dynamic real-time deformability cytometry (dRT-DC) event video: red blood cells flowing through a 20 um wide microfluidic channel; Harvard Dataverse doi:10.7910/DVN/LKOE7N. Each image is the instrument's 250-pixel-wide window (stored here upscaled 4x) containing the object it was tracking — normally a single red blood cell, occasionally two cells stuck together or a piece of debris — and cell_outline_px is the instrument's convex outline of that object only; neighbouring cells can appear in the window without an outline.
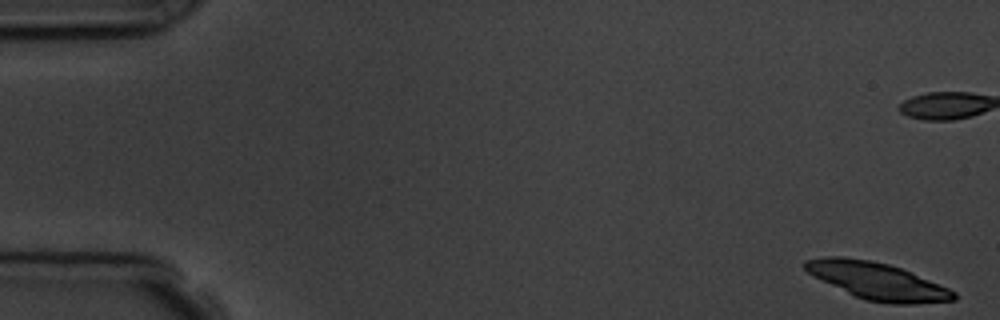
{"species": "common noctule bat (a hibernating species)", "species_latin": "Nyctalus noctula", "temperature_condition": "room temperature", "stored_images_in_passage": 8, "camera_frame_rate_fps": 3000, "um_per_image_px": 0.085, "animal": {"sex": "male", "body_mass_g": 19.5, "forearm_length_mm": 54.6}, "frame": {"image": 1, "passage_image": 1, "time_ms": 0.0, "image_size_px": [1000, 320], "cell_outline_px": [[956, 300], [912, 304], [892, 304], [864, 300], [812, 276], [804, 268], [804, 260], [828, 256], [836, 256], [872, 260], [888, 264], [900, 268], [948, 288], [956, 292]], "centroid_in_image_um": [74.54, 23.89], "position_along_channel_um": 10.5, "area_um2": 31.79}}
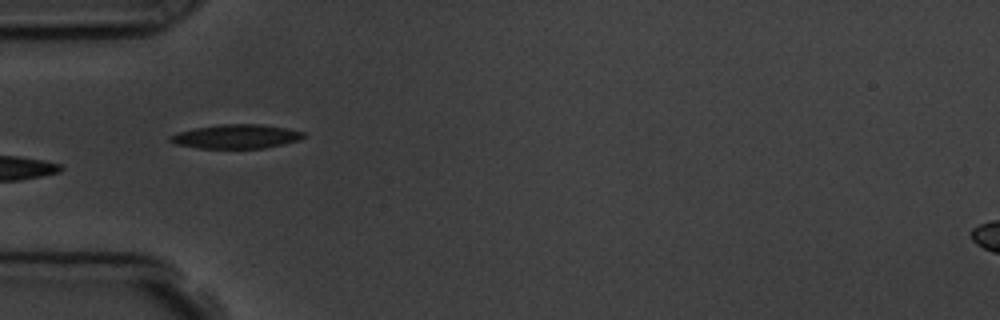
{"frame": {"image": 2, "passage_image": 6, "time_ms": 6.0, "image_size_px": [1000, 320], "cell_outline_px": [[304, 136], [300, 140], [284, 144], [264, 148], [200, 148], [176, 144], [168, 140], [168, 136], [180, 132], [196, 128], [220, 124], [260, 124], [288, 128], [304, 132]], "centroid_in_image_um": [20.1, 11.6], "position_along_channel_um": 64.9, "area_um2": 18.61}}